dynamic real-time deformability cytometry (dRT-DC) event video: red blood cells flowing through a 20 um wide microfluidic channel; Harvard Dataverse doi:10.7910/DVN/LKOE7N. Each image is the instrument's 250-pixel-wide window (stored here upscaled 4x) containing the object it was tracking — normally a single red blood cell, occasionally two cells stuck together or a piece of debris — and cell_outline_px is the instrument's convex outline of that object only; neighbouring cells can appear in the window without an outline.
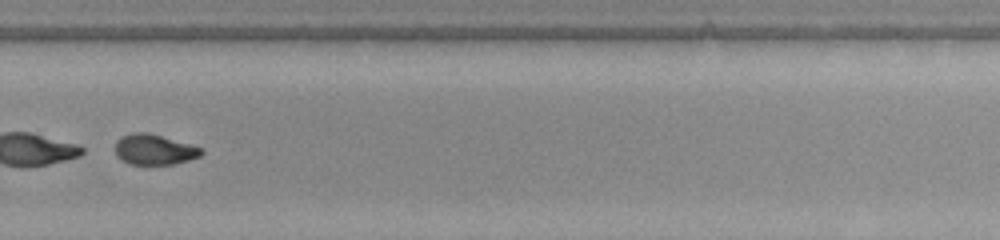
{"species": "common noctule bat (a hibernating species)", "species_latin": "Nyctalus noctula", "temperature_condition": "warm", "stored_images_in_passage": 49, "camera_frame_rate_fps": 3000, "um_per_image_px": 0.085, "animal": {"sex": "female", "body_mass_g": 22.0, "forearm_length_mm": 56.7}, "frame": {"image": 1, "passage_image": 34, "time_ms": 11.0, "image_size_px": [1000, 240], "cell_outline_px": [[204, 152], [200, 156], [188, 160], [172, 164], [128, 164], [120, 160], [116, 156], [116, 140], [120, 136], [132, 132], [148, 132], [188, 144], [200, 148]], "centroid_in_image_um": [13.05, 12.71], "position_along_channel_um": 316.8, "area_um2": 15.2}}
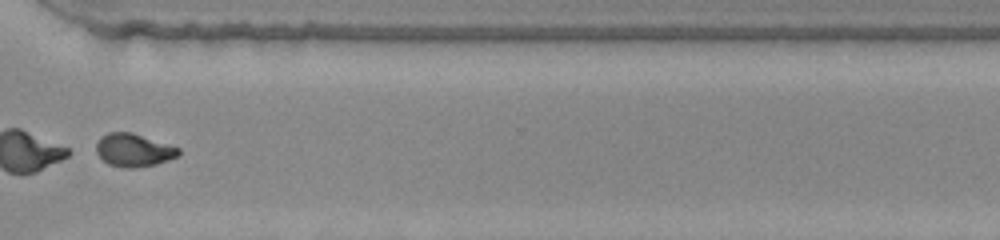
{"frame": {"image": 2, "passage_image": 37, "time_ms": 12.0, "image_size_px": [1000, 240], "cell_outline_px": [[180, 156], [156, 164], [132, 168], [124, 168], [108, 164], [96, 152], [96, 144], [108, 132], [132, 132], [180, 148]], "centroid_in_image_um": [11.39, 12.77], "position_along_channel_um": 359.2, "area_um2": 15.72}}